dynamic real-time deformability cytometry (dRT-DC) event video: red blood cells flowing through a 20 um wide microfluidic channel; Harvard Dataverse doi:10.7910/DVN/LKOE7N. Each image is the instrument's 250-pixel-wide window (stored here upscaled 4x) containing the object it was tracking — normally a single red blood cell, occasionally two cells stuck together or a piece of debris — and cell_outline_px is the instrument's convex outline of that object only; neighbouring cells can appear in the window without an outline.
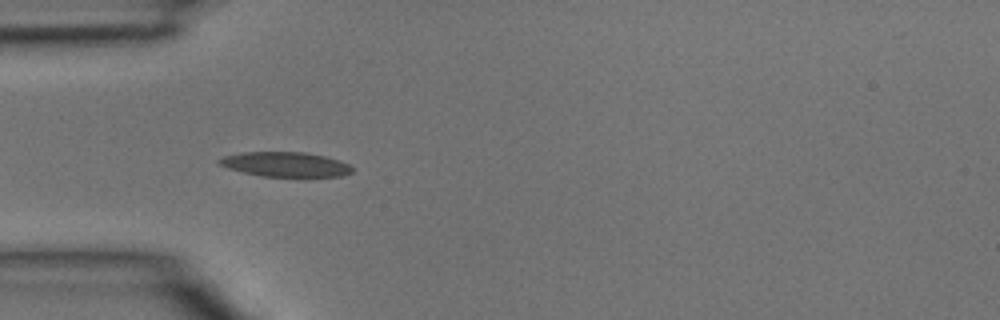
{"species": "common noctule bat (a hibernating species)", "species_latin": "Nyctalus noctula", "temperature_condition": "room temperature", "stored_images_in_passage": 2, "camera_frame_rate_fps": 3000, "um_per_image_px": 0.085, "animal": {"sex": "male", "body_mass_g": 15.6}, "frame": {"image": 1, "passage_image": 1, "time_ms": 0.0, "image_size_px": [1000, 320], "cell_outline_px": [[352, 172], [344, 176], [300, 180], [260, 176], [228, 168], [220, 164], [216, 160], [224, 156], [244, 152], [304, 152], [324, 156], [348, 164], [352, 168]], "centroid_in_image_um": [24.32, 14.03], "position_along_channel_um": 60.7, "area_um2": 20.06}}